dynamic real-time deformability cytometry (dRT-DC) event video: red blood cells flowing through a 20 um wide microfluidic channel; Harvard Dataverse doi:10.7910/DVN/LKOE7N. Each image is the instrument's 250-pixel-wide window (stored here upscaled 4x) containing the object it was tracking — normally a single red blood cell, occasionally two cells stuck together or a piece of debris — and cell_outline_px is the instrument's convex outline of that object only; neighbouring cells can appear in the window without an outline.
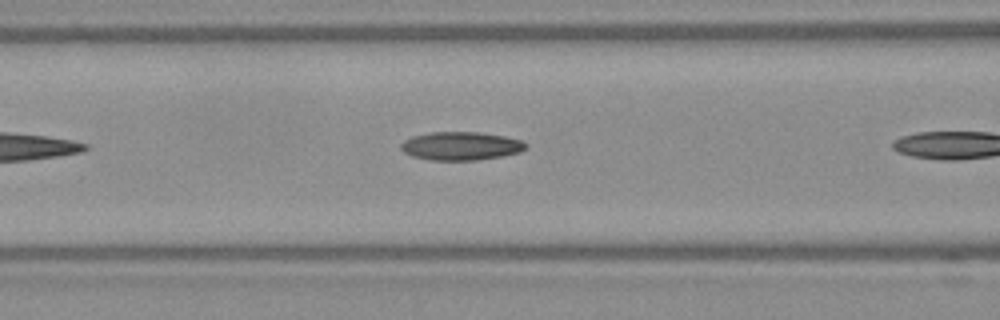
{"species": "Egyptian fruit bat (a non-hibernating species)", "species_latin": "Rousettus aegyptiacus", "temperature_condition": "warm", "stored_images_in_passage": 9, "camera_frame_rate_fps": 3000, "um_per_image_px": 0.085, "frame": {"image": 1, "passage_image": 8, "time_ms": 2.333, "image_size_px": [1000, 320], "cell_outline_px": [[528, 148], [520, 152], [504, 156], [476, 160], [428, 160], [412, 156], [404, 152], [400, 148], [400, 144], [404, 140], [412, 136], [428, 132], [480, 132], [504, 136], [524, 140], [528, 144]], "centroid_in_image_um": [39.21, 12.4], "position_along_channel_um": 127.4, "area_um2": 20.98}}